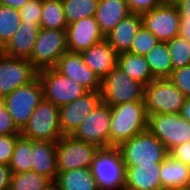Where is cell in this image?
<instances>
[{
  "label": "cell",
  "instance_id": "cell-1",
  "mask_svg": "<svg viewBox=\"0 0 190 190\" xmlns=\"http://www.w3.org/2000/svg\"><path fill=\"white\" fill-rule=\"evenodd\" d=\"M109 147H118L133 136L147 130L145 102H127L110 106Z\"/></svg>",
  "mask_w": 190,
  "mask_h": 190
},
{
  "label": "cell",
  "instance_id": "cell-2",
  "mask_svg": "<svg viewBox=\"0 0 190 190\" xmlns=\"http://www.w3.org/2000/svg\"><path fill=\"white\" fill-rule=\"evenodd\" d=\"M117 148L125 167L162 163L169 156L164 144L148 130L133 136Z\"/></svg>",
  "mask_w": 190,
  "mask_h": 190
},
{
  "label": "cell",
  "instance_id": "cell-3",
  "mask_svg": "<svg viewBox=\"0 0 190 190\" xmlns=\"http://www.w3.org/2000/svg\"><path fill=\"white\" fill-rule=\"evenodd\" d=\"M102 103L108 106L145 102V85L130 78L117 66L101 81Z\"/></svg>",
  "mask_w": 190,
  "mask_h": 190
},
{
  "label": "cell",
  "instance_id": "cell-4",
  "mask_svg": "<svg viewBox=\"0 0 190 190\" xmlns=\"http://www.w3.org/2000/svg\"><path fill=\"white\" fill-rule=\"evenodd\" d=\"M91 171L100 190H124L125 165L117 147L100 148Z\"/></svg>",
  "mask_w": 190,
  "mask_h": 190
},
{
  "label": "cell",
  "instance_id": "cell-5",
  "mask_svg": "<svg viewBox=\"0 0 190 190\" xmlns=\"http://www.w3.org/2000/svg\"><path fill=\"white\" fill-rule=\"evenodd\" d=\"M59 106L43 99L35 108L21 135L32 140L57 142L62 136Z\"/></svg>",
  "mask_w": 190,
  "mask_h": 190
},
{
  "label": "cell",
  "instance_id": "cell-6",
  "mask_svg": "<svg viewBox=\"0 0 190 190\" xmlns=\"http://www.w3.org/2000/svg\"><path fill=\"white\" fill-rule=\"evenodd\" d=\"M186 98L169 79H154L145 86L147 116L180 113Z\"/></svg>",
  "mask_w": 190,
  "mask_h": 190
},
{
  "label": "cell",
  "instance_id": "cell-7",
  "mask_svg": "<svg viewBox=\"0 0 190 190\" xmlns=\"http://www.w3.org/2000/svg\"><path fill=\"white\" fill-rule=\"evenodd\" d=\"M68 51L67 30L40 28L31 57L28 59L38 70L54 68Z\"/></svg>",
  "mask_w": 190,
  "mask_h": 190
},
{
  "label": "cell",
  "instance_id": "cell-8",
  "mask_svg": "<svg viewBox=\"0 0 190 190\" xmlns=\"http://www.w3.org/2000/svg\"><path fill=\"white\" fill-rule=\"evenodd\" d=\"M44 99L43 87L37 78L32 83L16 88L3 98L8 113L16 127L22 131L37 105Z\"/></svg>",
  "mask_w": 190,
  "mask_h": 190
},
{
  "label": "cell",
  "instance_id": "cell-9",
  "mask_svg": "<svg viewBox=\"0 0 190 190\" xmlns=\"http://www.w3.org/2000/svg\"><path fill=\"white\" fill-rule=\"evenodd\" d=\"M38 79L43 87L44 99L59 107L89 92L70 77L61 74L55 67L39 71Z\"/></svg>",
  "mask_w": 190,
  "mask_h": 190
},
{
  "label": "cell",
  "instance_id": "cell-10",
  "mask_svg": "<svg viewBox=\"0 0 190 190\" xmlns=\"http://www.w3.org/2000/svg\"><path fill=\"white\" fill-rule=\"evenodd\" d=\"M147 130L170 151L177 145L190 141V122L181 113L148 116Z\"/></svg>",
  "mask_w": 190,
  "mask_h": 190
},
{
  "label": "cell",
  "instance_id": "cell-11",
  "mask_svg": "<svg viewBox=\"0 0 190 190\" xmlns=\"http://www.w3.org/2000/svg\"><path fill=\"white\" fill-rule=\"evenodd\" d=\"M57 171L67 172L76 168H91L94 156L100 149L92 143L63 135L57 141Z\"/></svg>",
  "mask_w": 190,
  "mask_h": 190
},
{
  "label": "cell",
  "instance_id": "cell-12",
  "mask_svg": "<svg viewBox=\"0 0 190 190\" xmlns=\"http://www.w3.org/2000/svg\"><path fill=\"white\" fill-rule=\"evenodd\" d=\"M38 70L27 59L0 54V97L16 88L32 83L38 78Z\"/></svg>",
  "mask_w": 190,
  "mask_h": 190
},
{
  "label": "cell",
  "instance_id": "cell-13",
  "mask_svg": "<svg viewBox=\"0 0 190 190\" xmlns=\"http://www.w3.org/2000/svg\"><path fill=\"white\" fill-rule=\"evenodd\" d=\"M142 25L160 41L167 42L180 33V15L173 2H163L160 6L141 14Z\"/></svg>",
  "mask_w": 190,
  "mask_h": 190
},
{
  "label": "cell",
  "instance_id": "cell-14",
  "mask_svg": "<svg viewBox=\"0 0 190 190\" xmlns=\"http://www.w3.org/2000/svg\"><path fill=\"white\" fill-rule=\"evenodd\" d=\"M110 123V106L101 103L89 116L85 117L71 135L78 140L92 143L98 148H108Z\"/></svg>",
  "mask_w": 190,
  "mask_h": 190
},
{
  "label": "cell",
  "instance_id": "cell-15",
  "mask_svg": "<svg viewBox=\"0 0 190 190\" xmlns=\"http://www.w3.org/2000/svg\"><path fill=\"white\" fill-rule=\"evenodd\" d=\"M102 103L101 91H89L84 96L59 107L63 135H71L76 128Z\"/></svg>",
  "mask_w": 190,
  "mask_h": 190
},
{
  "label": "cell",
  "instance_id": "cell-16",
  "mask_svg": "<svg viewBox=\"0 0 190 190\" xmlns=\"http://www.w3.org/2000/svg\"><path fill=\"white\" fill-rule=\"evenodd\" d=\"M55 68L88 91H101V80L85 65L80 53L65 52L58 60Z\"/></svg>",
  "mask_w": 190,
  "mask_h": 190
},
{
  "label": "cell",
  "instance_id": "cell-17",
  "mask_svg": "<svg viewBox=\"0 0 190 190\" xmlns=\"http://www.w3.org/2000/svg\"><path fill=\"white\" fill-rule=\"evenodd\" d=\"M66 30L69 52L80 53L105 39L94 16L68 24Z\"/></svg>",
  "mask_w": 190,
  "mask_h": 190
},
{
  "label": "cell",
  "instance_id": "cell-18",
  "mask_svg": "<svg viewBox=\"0 0 190 190\" xmlns=\"http://www.w3.org/2000/svg\"><path fill=\"white\" fill-rule=\"evenodd\" d=\"M80 54L85 65L101 81L117 66L118 53L110 46L106 39L91 45L88 49L81 51Z\"/></svg>",
  "mask_w": 190,
  "mask_h": 190
},
{
  "label": "cell",
  "instance_id": "cell-19",
  "mask_svg": "<svg viewBox=\"0 0 190 190\" xmlns=\"http://www.w3.org/2000/svg\"><path fill=\"white\" fill-rule=\"evenodd\" d=\"M161 163L125 167L124 190H163Z\"/></svg>",
  "mask_w": 190,
  "mask_h": 190
},
{
  "label": "cell",
  "instance_id": "cell-20",
  "mask_svg": "<svg viewBox=\"0 0 190 190\" xmlns=\"http://www.w3.org/2000/svg\"><path fill=\"white\" fill-rule=\"evenodd\" d=\"M141 26V15L130 13L105 36V39L118 54L128 52Z\"/></svg>",
  "mask_w": 190,
  "mask_h": 190
},
{
  "label": "cell",
  "instance_id": "cell-21",
  "mask_svg": "<svg viewBox=\"0 0 190 190\" xmlns=\"http://www.w3.org/2000/svg\"><path fill=\"white\" fill-rule=\"evenodd\" d=\"M57 142L32 140V171L50 178L57 177Z\"/></svg>",
  "mask_w": 190,
  "mask_h": 190
},
{
  "label": "cell",
  "instance_id": "cell-22",
  "mask_svg": "<svg viewBox=\"0 0 190 190\" xmlns=\"http://www.w3.org/2000/svg\"><path fill=\"white\" fill-rule=\"evenodd\" d=\"M40 26L37 23L22 21L17 32L2 52L11 57L29 59L38 36Z\"/></svg>",
  "mask_w": 190,
  "mask_h": 190
},
{
  "label": "cell",
  "instance_id": "cell-23",
  "mask_svg": "<svg viewBox=\"0 0 190 190\" xmlns=\"http://www.w3.org/2000/svg\"><path fill=\"white\" fill-rule=\"evenodd\" d=\"M130 13L126 0H99L94 17L101 32L106 36Z\"/></svg>",
  "mask_w": 190,
  "mask_h": 190
},
{
  "label": "cell",
  "instance_id": "cell-24",
  "mask_svg": "<svg viewBox=\"0 0 190 190\" xmlns=\"http://www.w3.org/2000/svg\"><path fill=\"white\" fill-rule=\"evenodd\" d=\"M54 190H100L91 168H76L57 173Z\"/></svg>",
  "mask_w": 190,
  "mask_h": 190
},
{
  "label": "cell",
  "instance_id": "cell-25",
  "mask_svg": "<svg viewBox=\"0 0 190 190\" xmlns=\"http://www.w3.org/2000/svg\"><path fill=\"white\" fill-rule=\"evenodd\" d=\"M160 180L163 190L187 188L190 167L170 155L161 163Z\"/></svg>",
  "mask_w": 190,
  "mask_h": 190
},
{
  "label": "cell",
  "instance_id": "cell-26",
  "mask_svg": "<svg viewBox=\"0 0 190 190\" xmlns=\"http://www.w3.org/2000/svg\"><path fill=\"white\" fill-rule=\"evenodd\" d=\"M117 67L124 71L130 78L148 85L154 80L149 64L144 56L124 52L118 54Z\"/></svg>",
  "mask_w": 190,
  "mask_h": 190
},
{
  "label": "cell",
  "instance_id": "cell-27",
  "mask_svg": "<svg viewBox=\"0 0 190 190\" xmlns=\"http://www.w3.org/2000/svg\"><path fill=\"white\" fill-rule=\"evenodd\" d=\"M154 79H168L173 71L170 51L166 42H159L144 56Z\"/></svg>",
  "mask_w": 190,
  "mask_h": 190
},
{
  "label": "cell",
  "instance_id": "cell-28",
  "mask_svg": "<svg viewBox=\"0 0 190 190\" xmlns=\"http://www.w3.org/2000/svg\"><path fill=\"white\" fill-rule=\"evenodd\" d=\"M68 23L61 0H42L40 28L67 29Z\"/></svg>",
  "mask_w": 190,
  "mask_h": 190
},
{
  "label": "cell",
  "instance_id": "cell-29",
  "mask_svg": "<svg viewBox=\"0 0 190 190\" xmlns=\"http://www.w3.org/2000/svg\"><path fill=\"white\" fill-rule=\"evenodd\" d=\"M9 190H54V182L33 171L12 173Z\"/></svg>",
  "mask_w": 190,
  "mask_h": 190
},
{
  "label": "cell",
  "instance_id": "cell-30",
  "mask_svg": "<svg viewBox=\"0 0 190 190\" xmlns=\"http://www.w3.org/2000/svg\"><path fill=\"white\" fill-rule=\"evenodd\" d=\"M9 166L12 173L32 171V139L22 135L17 138Z\"/></svg>",
  "mask_w": 190,
  "mask_h": 190
},
{
  "label": "cell",
  "instance_id": "cell-31",
  "mask_svg": "<svg viewBox=\"0 0 190 190\" xmlns=\"http://www.w3.org/2000/svg\"><path fill=\"white\" fill-rule=\"evenodd\" d=\"M21 22L19 10L0 4V47L2 49L17 32Z\"/></svg>",
  "mask_w": 190,
  "mask_h": 190
},
{
  "label": "cell",
  "instance_id": "cell-32",
  "mask_svg": "<svg viewBox=\"0 0 190 190\" xmlns=\"http://www.w3.org/2000/svg\"><path fill=\"white\" fill-rule=\"evenodd\" d=\"M68 24L95 16L99 0H61Z\"/></svg>",
  "mask_w": 190,
  "mask_h": 190
},
{
  "label": "cell",
  "instance_id": "cell-33",
  "mask_svg": "<svg viewBox=\"0 0 190 190\" xmlns=\"http://www.w3.org/2000/svg\"><path fill=\"white\" fill-rule=\"evenodd\" d=\"M170 51L172 69L190 65V42L180 35L166 42Z\"/></svg>",
  "mask_w": 190,
  "mask_h": 190
},
{
  "label": "cell",
  "instance_id": "cell-34",
  "mask_svg": "<svg viewBox=\"0 0 190 190\" xmlns=\"http://www.w3.org/2000/svg\"><path fill=\"white\" fill-rule=\"evenodd\" d=\"M159 42L160 41L152 34V32L142 25L137 32L128 52L145 56Z\"/></svg>",
  "mask_w": 190,
  "mask_h": 190
},
{
  "label": "cell",
  "instance_id": "cell-35",
  "mask_svg": "<svg viewBox=\"0 0 190 190\" xmlns=\"http://www.w3.org/2000/svg\"><path fill=\"white\" fill-rule=\"evenodd\" d=\"M186 97H190V65L173 70L168 78Z\"/></svg>",
  "mask_w": 190,
  "mask_h": 190
},
{
  "label": "cell",
  "instance_id": "cell-36",
  "mask_svg": "<svg viewBox=\"0 0 190 190\" xmlns=\"http://www.w3.org/2000/svg\"><path fill=\"white\" fill-rule=\"evenodd\" d=\"M42 0H29L20 10V18L28 23H37L40 26Z\"/></svg>",
  "mask_w": 190,
  "mask_h": 190
},
{
  "label": "cell",
  "instance_id": "cell-37",
  "mask_svg": "<svg viewBox=\"0 0 190 190\" xmlns=\"http://www.w3.org/2000/svg\"><path fill=\"white\" fill-rule=\"evenodd\" d=\"M21 134L0 135V163L9 165L14 153L16 140Z\"/></svg>",
  "mask_w": 190,
  "mask_h": 190
},
{
  "label": "cell",
  "instance_id": "cell-38",
  "mask_svg": "<svg viewBox=\"0 0 190 190\" xmlns=\"http://www.w3.org/2000/svg\"><path fill=\"white\" fill-rule=\"evenodd\" d=\"M21 134L5 105L0 107V135Z\"/></svg>",
  "mask_w": 190,
  "mask_h": 190
},
{
  "label": "cell",
  "instance_id": "cell-39",
  "mask_svg": "<svg viewBox=\"0 0 190 190\" xmlns=\"http://www.w3.org/2000/svg\"><path fill=\"white\" fill-rule=\"evenodd\" d=\"M131 13L143 14L160 6L162 0H126Z\"/></svg>",
  "mask_w": 190,
  "mask_h": 190
},
{
  "label": "cell",
  "instance_id": "cell-40",
  "mask_svg": "<svg viewBox=\"0 0 190 190\" xmlns=\"http://www.w3.org/2000/svg\"><path fill=\"white\" fill-rule=\"evenodd\" d=\"M169 155L190 167V141L177 145L169 151Z\"/></svg>",
  "mask_w": 190,
  "mask_h": 190
},
{
  "label": "cell",
  "instance_id": "cell-41",
  "mask_svg": "<svg viewBox=\"0 0 190 190\" xmlns=\"http://www.w3.org/2000/svg\"><path fill=\"white\" fill-rule=\"evenodd\" d=\"M12 172L9 165L0 163V190H9Z\"/></svg>",
  "mask_w": 190,
  "mask_h": 190
},
{
  "label": "cell",
  "instance_id": "cell-42",
  "mask_svg": "<svg viewBox=\"0 0 190 190\" xmlns=\"http://www.w3.org/2000/svg\"><path fill=\"white\" fill-rule=\"evenodd\" d=\"M173 3L178 8L180 17L190 18V0H174Z\"/></svg>",
  "mask_w": 190,
  "mask_h": 190
},
{
  "label": "cell",
  "instance_id": "cell-43",
  "mask_svg": "<svg viewBox=\"0 0 190 190\" xmlns=\"http://www.w3.org/2000/svg\"><path fill=\"white\" fill-rule=\"evenodd\" d=\"M179 35L190 42V18L189 17H180Z\"/></svg>",
  "mask_w": 190,
  "mask_h": 190
},
{
  "label": "cell",
  "instance_id": "cell-44",
  "mask_svg": "<svg viewBox=\"0 0 190 190\" xmlns=\"http://www.w3.org/2000/svg\"><path fill=\"white\" fill-rule=\"evenodd\" d=\"M29 0H0V4L20 10Z\"/></svg>",
  "mask_w": 190,
  "mask_h": 190
},
{
  "label": "cell",
  "instance_id": "cell-45",
  "mask_svg": "<svg viewBox=\"0 0 190 190\" xmlns=\"http://www.w3.org/2000/svg\"><path fill=\"white\" fill-rule=\"evenodd\" d=\"M180 113L183 116V118L190 122V97L186 98V101Z\"/></svg>",
  "mask_w": 190,
  "mask_h": 190
},
{
  "label": "cell",
  "instance_id": "cell-46",
  "mask_svg": "<svg viewBox=\"0 0 190 190\" xmlns=\"http://www.w3.org/2000/svg\"><path fill=\"white\" fill-rule=\"evenodd\" d=\"M172 190H190V188H178V189H172Z\"/></svg>",
  "mask_w": 190,
  "mask_h": 190
},
{
  "label": "cell",
  "instance_id": "cell-47",
  "mask_svg": "<svg viewBox=\"0 0 190 190\" xmlns=\"http://www.w3.org/2000/svg\"><path fill=\"white\" fill-rule=\"evenodd\" d=\"M3 104H4V103H3V98L0 97V107H1Z\"/></svg>",
  "mask_w": 190,
  "mask_h": 190
},
{
  "label": "cell",
  "instance_id": "cell-48",
  "mask_svg": "<svg viewBox=\"0 0 190 190\" xmlns=\"http://www.w3.org/2000/svg\"><path fill=\"white\" fill-rule=\"evenodd\" d=\"M163 2H173L174 0H162Z\"/></svg>",
  "mask_w": 190,
  "mask_h": 190
},
{
  "label": "cell",
  "instance_id": "cell-49",
  "mask_svg": "<svg viewBox=\"0 0 190 190\" xmlns=\"http://www.w3.org/2000/svg\"><path fill=\"white\" fill-rule=\"evenodd\" d=\"M187 187L190 188V176H189V182H188Z\"/></svg>",
  "mask_w": 190,
  "mask_h": 190
}]
</instances>
